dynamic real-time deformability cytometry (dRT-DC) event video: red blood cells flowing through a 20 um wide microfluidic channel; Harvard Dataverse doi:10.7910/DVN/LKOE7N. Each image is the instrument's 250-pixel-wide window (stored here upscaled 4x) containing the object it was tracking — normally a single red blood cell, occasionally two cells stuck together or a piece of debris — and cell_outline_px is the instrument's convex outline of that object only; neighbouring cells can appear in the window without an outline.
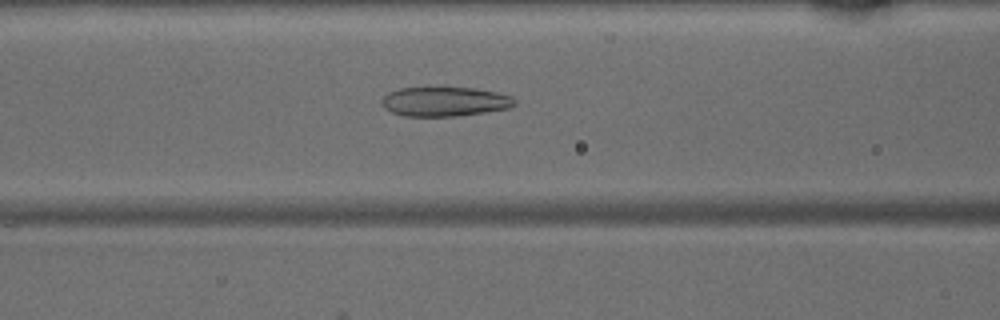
{"species": "common noctule bat (a hibernating species)", "species_latin": "Nyctalus noctula", "temperature_condition": "warm", "stored_images_in_passage": 47, "camera_frame_rate_fps": 3000, "um_per_image_px": 0.085, "animal": {"sex": "male", "body_mass_g": 15.6}, "frame": {"image": 1, "passage_image": 19, "time_ms": 6.0, "image_size_px": [1000, 320], "cell_outline_px": [[516, 104], [508, 108], [484, 112], [452, 116], [404, 116], [392, 112], [384, 108], [380, 100], [388, 92], [400, 88], [476, 88], [496, 92], [512, 96], [516, 100]], "centroid_in_image_um": [37.79, 8.63], "position_along_channel_um": 128.8, "area_um2": 22.66}}
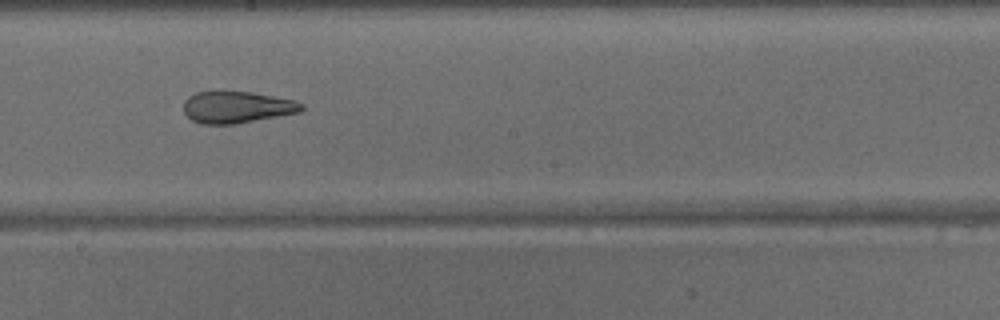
{"frame": {"image": 2, "passage_image": 26, "time_ms": 8.333, "image_size_px": [1000, 320], "cell_outline_px": [[304, 108], [300, 112], [236, 124], [200, 124], [192, 120], [184, 112], [184, 100], [188, 96], [196, 92], [216, 88], [224, 88], [252, 92], [296, 100], [304, 104]], "centroid_in_image_um": [20.1, 9.06], "position_along_channel_um": 228.1, "area_um2": 22.77}}
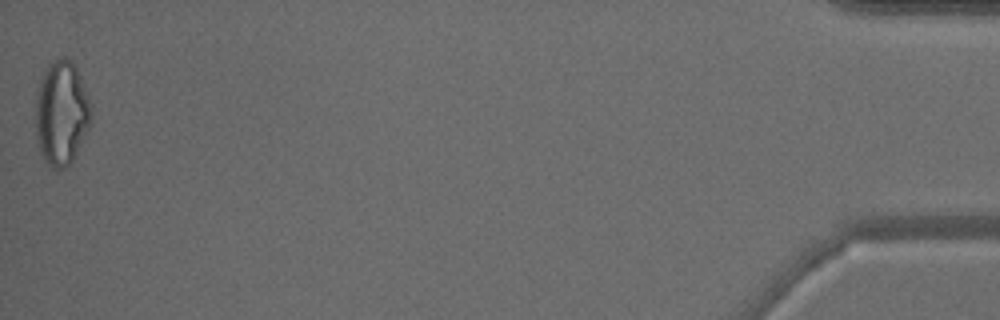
{"frame": {"image": 3, "passage_image": 47, "time_ms": 15.333, "image_size_px": [1000, 320], "cell_outline_px": [[92, 124], [72, 160], [64, 168], [56, 172], [44, 160], [40, 152], [32, 120], [32, 108], [40, 76], [44, 68], [56, 60], [64, 56], [72, 60], [76, 68], [88, 96], [92, 108]], "centroid_in_image_um": [5.17, 9.62], "position_along_channel_um": 430.0, "area_um2": 35.03}}